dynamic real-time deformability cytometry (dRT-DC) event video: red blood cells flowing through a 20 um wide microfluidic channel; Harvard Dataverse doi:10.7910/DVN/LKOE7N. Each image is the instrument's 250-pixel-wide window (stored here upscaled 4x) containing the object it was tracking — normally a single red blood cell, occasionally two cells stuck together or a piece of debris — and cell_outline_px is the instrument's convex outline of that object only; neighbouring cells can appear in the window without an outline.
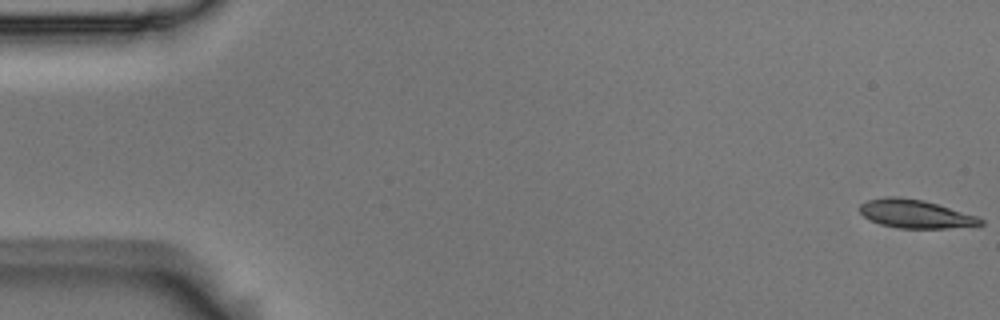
{"species": "Egyptian fruit bat (a non-hibernating species)", "species_latin": "Rousettus aegyptiacus", "temperature_condition": "room temperature", "stored_images_in_passage": 5, "segment_of_instrument_passage": [2, 2], "camera_frame_rate_fps": 3000, "um_per_image_px": 0.085, "animal": {"sex": "male"}, "frame": {"image": 1, "passage_image": 5, "time_ms": 1.333, "image_size_px": [1000, 320], "cell_outline_px": [[984, 224], [944, 228], [900, 228], [880, 224], [864, 216], [860, 212], [860, 204], [868, 200], [888, 196], [924, 200], [980, 216], [984, 220]], "centroid_in_image_um": [77.85, 18.18], "position_along_channel_um": 7.1, "area_um2": 19.83}}